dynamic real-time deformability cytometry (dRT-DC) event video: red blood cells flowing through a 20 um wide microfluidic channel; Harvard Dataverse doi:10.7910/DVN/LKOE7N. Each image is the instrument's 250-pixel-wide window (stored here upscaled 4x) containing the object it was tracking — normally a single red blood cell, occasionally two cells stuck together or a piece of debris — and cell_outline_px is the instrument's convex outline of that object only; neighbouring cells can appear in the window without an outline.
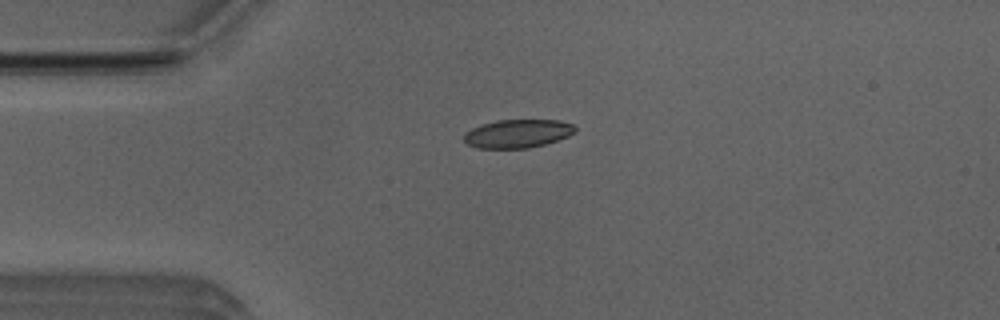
{"species": "Egyptian fruit bat (a non-hibernating species)", "species_latin": "Rousettus aegyptiacus", "temperature_condition": "room temperature", "stored_images_in_passage": 5, "camera_frame_rate_fps": 3000, "um_per_image_px": 0.085, "animal": {"sex": "male"}, "frame": {"image": 1, "passage_image": 4, "time_ms": 1.0, "image_size_px": [1000, 320], "cell_outline_px": [[576, 132], [568, 136], [544, 144], [528, 148], [476, 148], [468, 144], [464, 140], [464, 132], [472, 128], [496, 120], [560, 120], [572, 124], [576, 128]], "centroid_in_image_um": [44.0, 11.35], "position_along_channel_um": 41.0, "area_um2": 18.32}}